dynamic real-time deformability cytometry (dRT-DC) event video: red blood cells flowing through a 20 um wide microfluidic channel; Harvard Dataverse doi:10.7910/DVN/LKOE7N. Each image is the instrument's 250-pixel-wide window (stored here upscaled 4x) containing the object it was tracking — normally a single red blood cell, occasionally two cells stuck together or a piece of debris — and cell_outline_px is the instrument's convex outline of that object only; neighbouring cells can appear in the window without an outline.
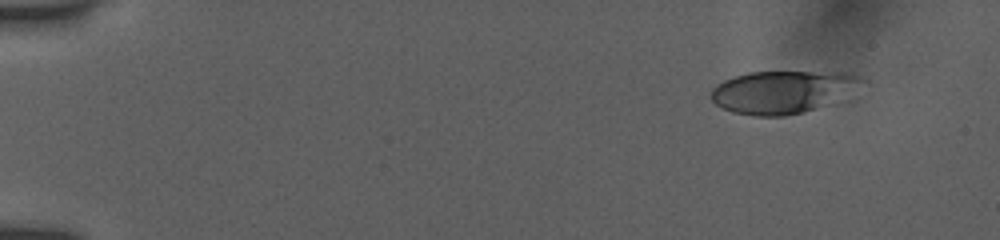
{"species": "human", "species_latin": "Homo sapiens", "temperature_condition": "room temperature", "stored_images_in_passage": 49, "camera_frame_rate_fps": 3000, "um_per_image_px": 0.085, "donor": {"sex": "female"}, "frame": {"image": 1, "passage_image": 1, "time_ms": 0.0, "image_size_px": [1000, 240], "cell_outline_px": [[864, 80], [812, 108], [800, 112], [784, 116], [752, 116], [732, 112], [716, 104], [712, 100], [712, 88], [716, 84], [724, 80], [748, 72], [848, 72], [860, 76]], "centroid_in_image_um": [66.31, 7.79], "position_along_channel_um": 18.7, "area_um2": 35.66}}
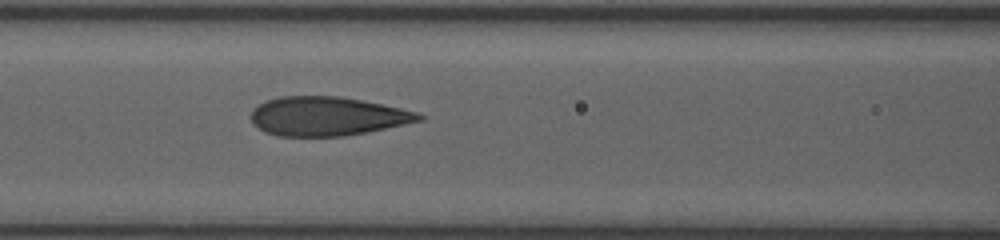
{"frame": {"image": 2, "passage_image": 20, "time_ms": 6.333, "image_size_px": [1000, 240], "cell_outline_px": [[424, 120], [368, 132], [344, 136], [276, 136], [264, 132], [252, 124], [248, 116], [252, 108], [264, 100], [280, 96], [340, 96], [400, 108], [416, 112], [424, 116]], "centroid_in_image_um": [27.73, 9.88], "position_along_channel_um": 138.9, "area_um2": 38.49}}
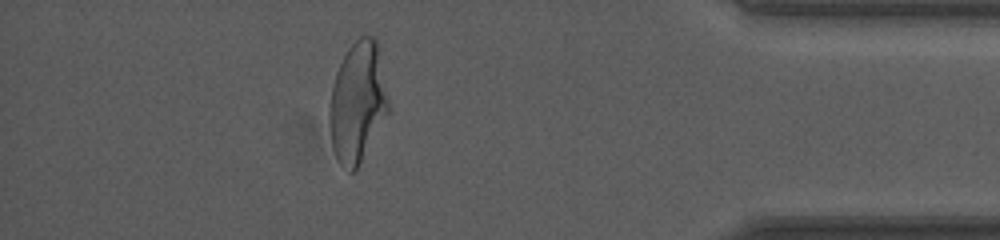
{"frame": {"image": 3, "passage_image": 43, "time_ms": 14.0, "image_size_px": [1000, 240], "cell_outline_px": [[388, 112], [356, 172], [348, 172], [340, 164], [336, 156], [332, 144], [328, 120], [328, 112], [332, 88], [336, 72], [348, 48], [360, 36], [376, 36], [388, 100]], "centroid_in_image_um": [30.38, 8.72], "position_along_channel_um": 404.8, "area_um2": 41.15}, "authors_computed_cell_mechanics": {"area_um2": 38.3214, "velocity_mm_per_s": 3.9184, "shape_relaxation_time_tau1_ms": 4.7996, "shape_relaxation_time_tau2_ms": 0.7135, "deformation_change_tau1": 0.2043, "deformation_change_tau2": 0.0881}}